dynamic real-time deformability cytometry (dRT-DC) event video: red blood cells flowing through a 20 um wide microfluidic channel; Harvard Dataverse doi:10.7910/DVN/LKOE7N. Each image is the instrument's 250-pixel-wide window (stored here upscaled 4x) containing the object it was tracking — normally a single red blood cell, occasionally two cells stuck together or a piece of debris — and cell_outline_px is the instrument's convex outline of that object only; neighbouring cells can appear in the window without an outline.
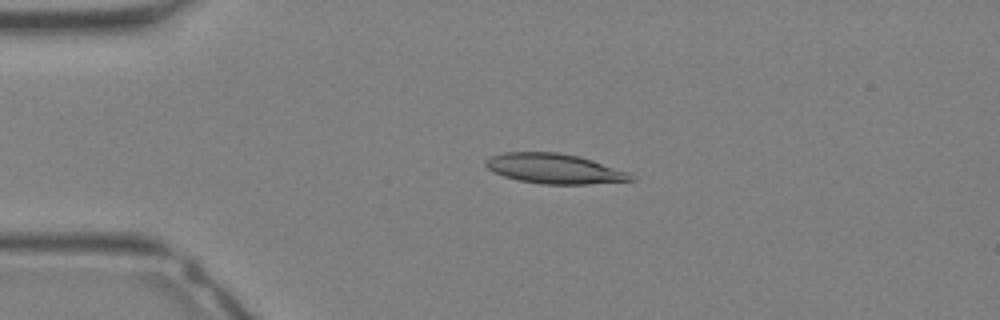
{"species": "Egyptian fruit bat (a non-hibernating species)", "species_latin": "Rousettus aegyptiacus", "temperature_condition": "warm", "stored_images_in_passage": 30, "camera_frame_rate_fps": 3000, "um_per_image_px": 0.085, "animal": {"sex": "female"}, "frame": {"image": 1, "passage_image": 5, "time_ms": 1.333, "image_size_px": [1000, 320], "cell_outline_px": [[636, 180], [588, 184], [540, 184], [520, 180], [504, 176], [488, 168], [484, 164], [484, 160], [488, 156], [504, 152], [560, 152], [580, 156], [628, 172]], "centroid_in_image_um": [47.09, 14.32], "position_along_channel_um": 37.9, "area_um2": 25.32}}
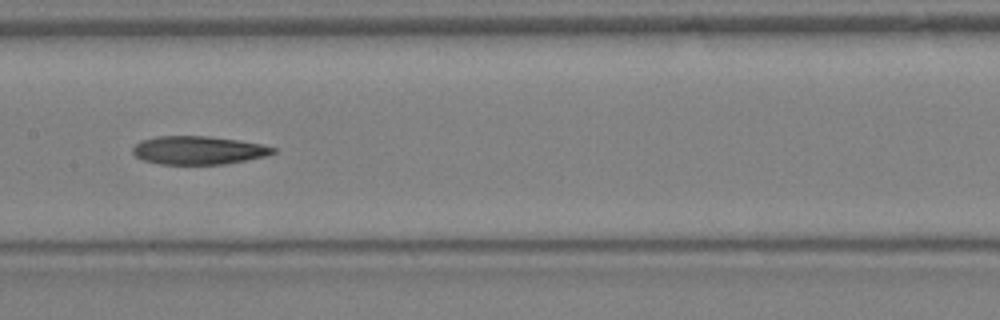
{"frame": {"image": 2, "passage_image": 14, "time_ms": 4.333, "image_size_px": [1000, 320], "cell_outline_px": [[276, 152], [264, 156], [224, 164], [160, 164], [144, 160], [136, 156], [132, 152], [132, 148], [140, 140], [156, 136], [208, 136], [240, 140], [260, 144], [276, 148]], "centroid_in_image_um": [16.83, 12.76], "position_along_channel_um": 190.6, "area_um2": 23.06}}
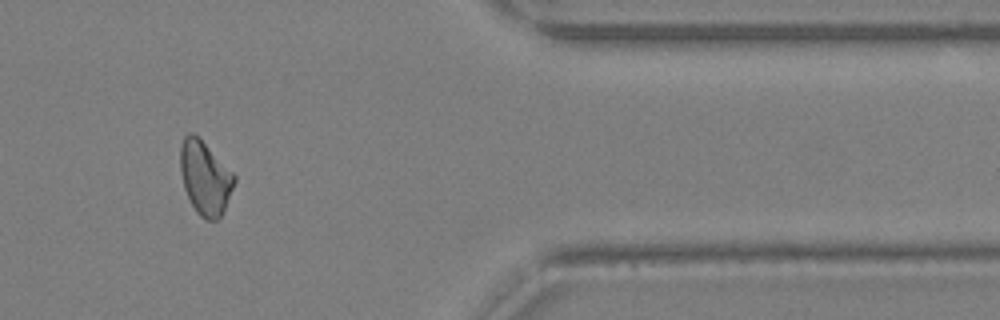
{"frame": {"image": 3, "passage_image": 25, "time_ms": 8.0, "image_size_px": [1000, 320], "cell_outline_px": [[236, 180], [224, 208], [220, 216], [216, 220], [208, 220], [200, 216], [196, 212], [184, 188], [180, 172], [180, 144], [184, 136], [188, 132], [192, 132], [236, 176]], "centroid_in_image_um": [17.39, 15.12], "position_along_channel_um": 394.0, "area_um2": 22.6}}